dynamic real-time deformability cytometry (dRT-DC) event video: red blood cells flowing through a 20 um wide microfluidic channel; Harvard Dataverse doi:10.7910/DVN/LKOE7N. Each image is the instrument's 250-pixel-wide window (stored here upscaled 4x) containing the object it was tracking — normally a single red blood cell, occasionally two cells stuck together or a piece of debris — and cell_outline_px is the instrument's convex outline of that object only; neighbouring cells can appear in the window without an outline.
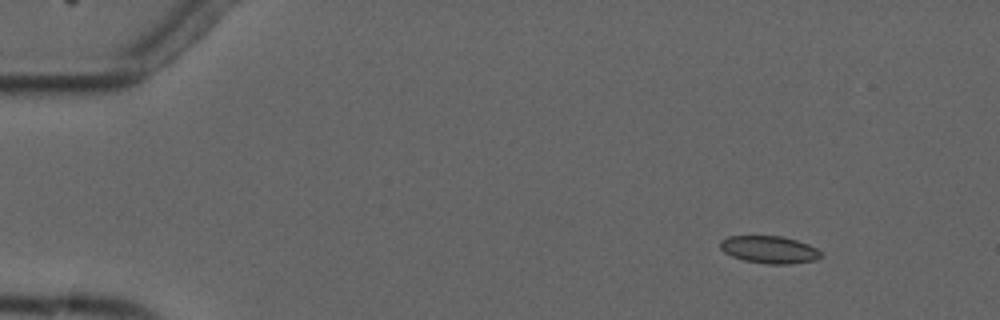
{"species": "common noctule bat (a hibernating species)", "species_latin": "Nyctalus noctula", "temperature_condition": "cold", "stored_images_in_passage": 4, "camera_frame_rate_fps": 3000, "um_per_image_px": 0.085, "animal": {"sex": "male", "forearm_length_mm": 52.5}, "frame": {"image": 1, "passage_image": 2, "time_ms": 1.333, "image_size_px": [1000, 320], "cell_outline_px": [[824, 256], [816, 260], [788, 264], [768, 264], [744, 260], [732, 256], [724, 252], [720, 248], [720, 240], [728, 236], [780, 236], [796, 240], [808, 244], [816, 248]], "centroid_in_image_um": [65.39, 21.22], "position_along_channel_um": 19.6, "area_um2": 16.07}}